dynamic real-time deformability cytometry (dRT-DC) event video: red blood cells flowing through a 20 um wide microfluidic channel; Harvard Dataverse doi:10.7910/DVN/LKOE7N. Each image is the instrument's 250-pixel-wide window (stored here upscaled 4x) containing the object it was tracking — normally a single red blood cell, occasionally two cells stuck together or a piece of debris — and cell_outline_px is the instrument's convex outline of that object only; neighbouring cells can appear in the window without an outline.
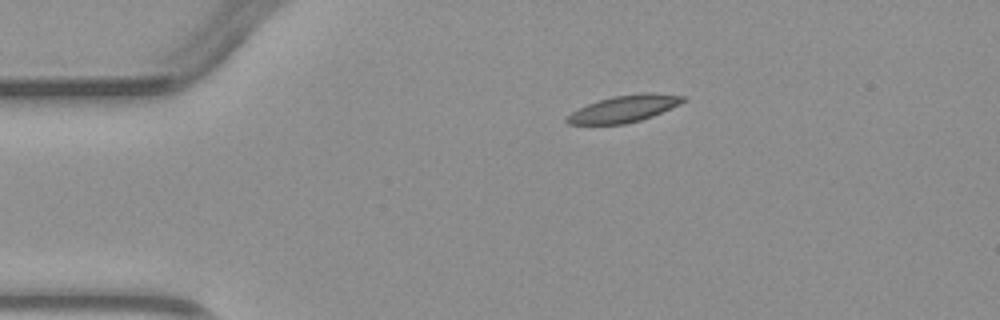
{"species": "common noctule bat (a hibernating species)", "species_latin": "Nyctalus noctula", "temperature_condition": "warm", "stored_images_in_passage": 2, "camera_frame_rate_fps": 3000, "um_per_image_px": 0.085, "animal": {"sex": "male", "body_mass_g": 23.1, "forearm_length_mm": 52.7}, "frame": {"image": 1, "passage_image": 1, "time_ms": 0.0, "image_size_px": [1000, 320], "cell_outline_px": [[688, 100], [680, 104], [652, 116], [640, 120], [624, 124], [568, 124], [564, 120], [572, 112], [588, 104], [612, 96], [640, 92], [652, 92], [688, 96]], "centroid_in_image_um": [53.12, 9.22], "position_along_channel_um": 31.9, "area_um2": 18.21}}